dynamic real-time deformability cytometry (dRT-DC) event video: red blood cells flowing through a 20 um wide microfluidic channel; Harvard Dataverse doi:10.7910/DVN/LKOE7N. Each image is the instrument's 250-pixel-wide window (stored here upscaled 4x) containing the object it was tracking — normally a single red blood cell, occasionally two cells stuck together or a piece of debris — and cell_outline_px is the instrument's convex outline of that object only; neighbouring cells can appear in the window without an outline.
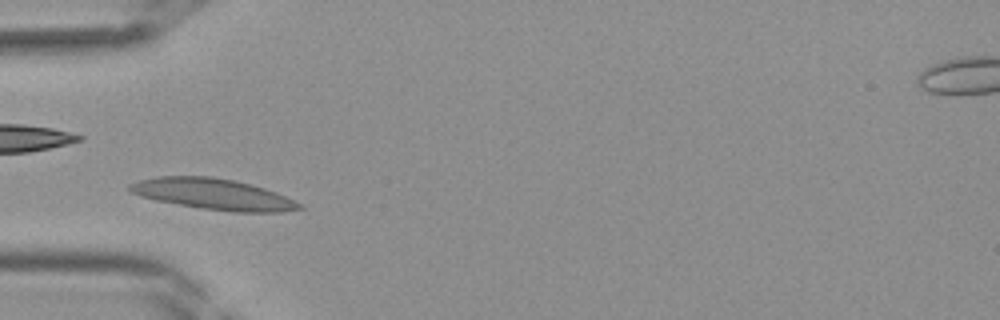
{"species": "Egyptian fruit bat (a non-hibernating species)", "species_latin": "Rousettus aegyptiacus", "temperature_condition": "room temperature", "stored_images_in_passage": 40, "camera_frame_rate_fps": 3000, "um_per_image_px": 0.085, "frame": {"image": 1, "passage_image": 14, "time_ms": 4.333, "image_size_px": [1000, 320], "cell_outline_px": [[304, 208], [284, 212], [232, 212], [200, 208], [156, 200], [140, 196], [132, 192], [128, 188], [128, 184], [140, 180], [156, 176], [212, 176], [232, 180], [264, 188], [276, 192], [304, 204]], "centroid_in_image_um": [18.15, 16.51], "position_along_channel_um": 66.8, "area_um2": 30.63}}
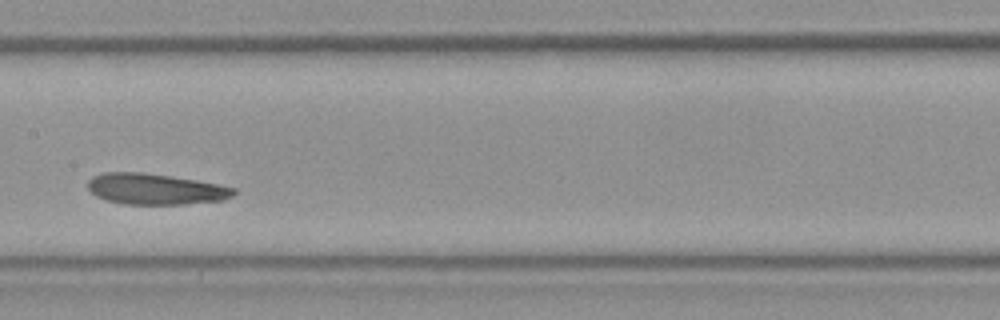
{"frame": {"image": 2, "passage_image": 22, "time_ms": 7.0, "image_size_px": [1000, 320], "cell_outline_px": [[236, 192], [232, 196], [224, 200], [184, 204], [124, 204], [108, 200], [96, 196], [88, 188], [88, 180], [92, 176], [104, 172], [140, 172], [196, 180], [236, 188]], "centroid_in_image_um": [13.2, 16.07], "position_along_channel_um": 194.2, "area_um2": 26.13}}
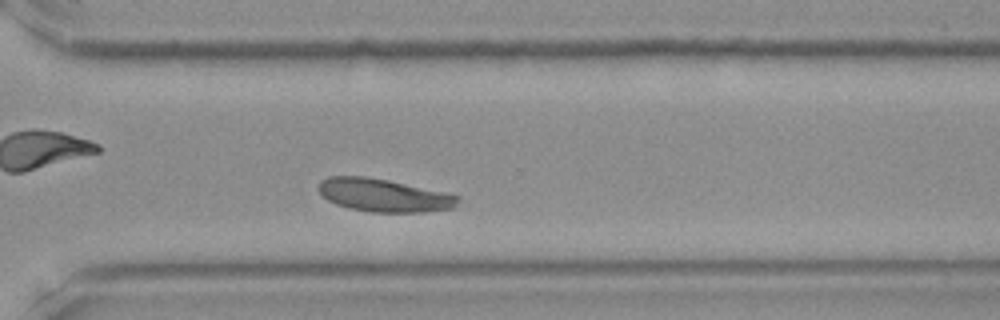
{"frame": {"image": 3, "passage_image": 31, "time_ms": 10.0, "image_size_px": [1000, 320], "cell_outline_px": [[460, 200], [456, 208], [424, 212], [372, 212], [348, 208], [336, 204], [328, 200], [316, 188], [320, 180], [328, 176], [364, 176], [388, 180], [444, 192], [460, 196]], "centroid_in_image_um": [32.62, 16.6], "position_along_channel_um": 338.0, "area_um2": 26.93}}